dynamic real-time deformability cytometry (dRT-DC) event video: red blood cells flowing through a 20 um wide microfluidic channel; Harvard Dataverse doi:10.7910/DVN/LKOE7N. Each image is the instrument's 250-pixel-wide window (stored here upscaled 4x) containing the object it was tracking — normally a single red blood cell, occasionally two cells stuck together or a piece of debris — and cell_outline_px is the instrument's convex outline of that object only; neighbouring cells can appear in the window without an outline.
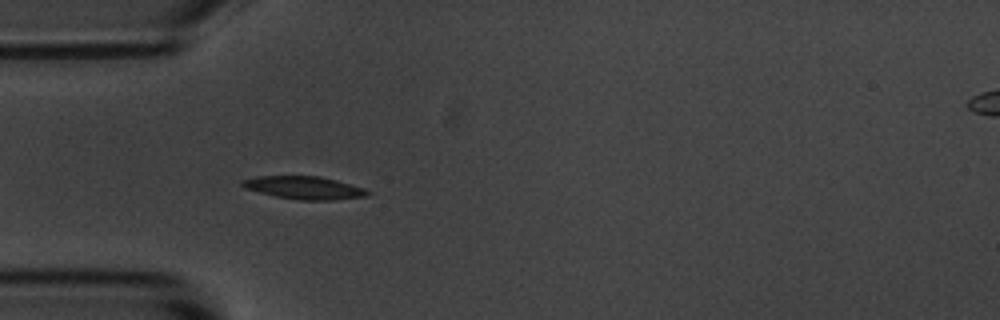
{"species": "common noctule bat (a hibernating species)", "species_latin": "Nyctalus noctula", "temperature_condition": "room temperature", "stored_images_in_passage": 4, "camera_frame_rate_fps": 3000, "um_per_image_px": 0.085, "animal": {"sex": "male", "body_mass_g": 20.1, "forearm_length_mm": 53.5}, "frame": {"image": 1, "passage_image": 4, "time_ms": 4.333, "image_size_px": [1000, 320], "cell_outline_px": [[372, 192], [368, 196], [332, 200], [300, 200], [276, 196], [244, 188], [240, 184], [240, 180], [256, 176], [320, 176], [336, 180], [364, 188]], "centroid_in_image_um": [25.85, 15.95], "position_along_channel_um": 59.1, "area_um2": 16.7}}